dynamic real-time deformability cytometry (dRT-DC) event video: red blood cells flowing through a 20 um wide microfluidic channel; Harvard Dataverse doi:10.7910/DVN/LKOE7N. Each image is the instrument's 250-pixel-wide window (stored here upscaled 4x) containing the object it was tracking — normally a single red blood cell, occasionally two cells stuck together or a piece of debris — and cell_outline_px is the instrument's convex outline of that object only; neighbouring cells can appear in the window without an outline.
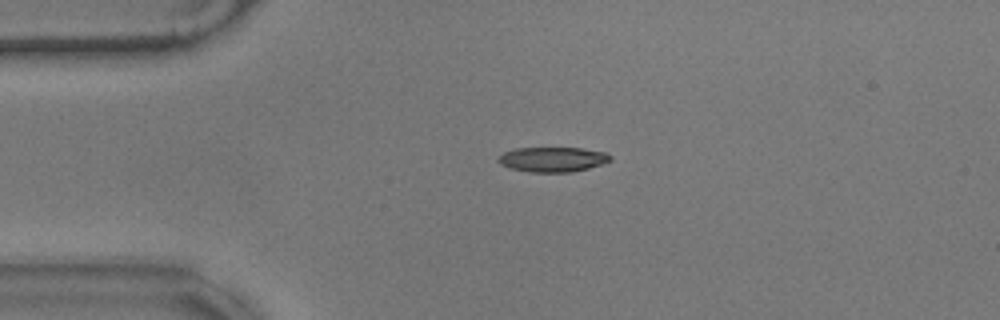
{"species": "common noctule bat (a hibernating species)", "species_latin": "Nyctalus noctula", "temperature_condition": "warm", "stored_images_in_passage": 45, "camera_frame_rate_fps": 3000, "um_per_image_px": 0.085, "animal": {"sex": "male", "body_mass_g": 17.9}, "frame": {"image": 1, "passage_image": 1, "time_ms": 0.0, "image_size_px": [1000, 320], "cell_outline_px": [[612, 160], [588, 168], [572, 172], [528, 172], [512, 168], [500, 164], [496, 160], [504, 152], [516, 148], [580, 148], [604, 152], [612, 156]], "centroid_in_image_um": [46.97, 13.55], "position_along_channel_um": 38.0, "area_um2": 16.13}}
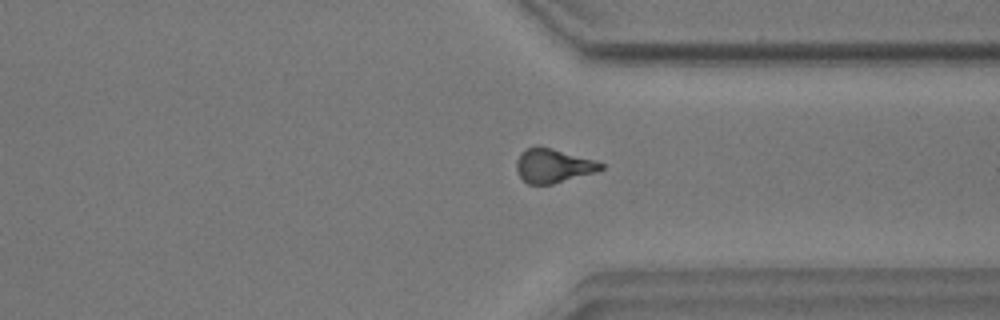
{"frame": {"image": 2, "passage_image": 31, "time_ms": 10.0, "image_size_px": [1000, 320], "cell_outline_px": [[604, 168], [596, 172], [552, 184], [528, 184], [520, 176], [516, 168], [516, 160], [520, 152], [528, 148], [552, 148], [592, 160], [604, 164]], "centroid_in_image_um": [47.0, 14.11], "position_along_channel_um": 364.4, "area_um2": 16.3}}
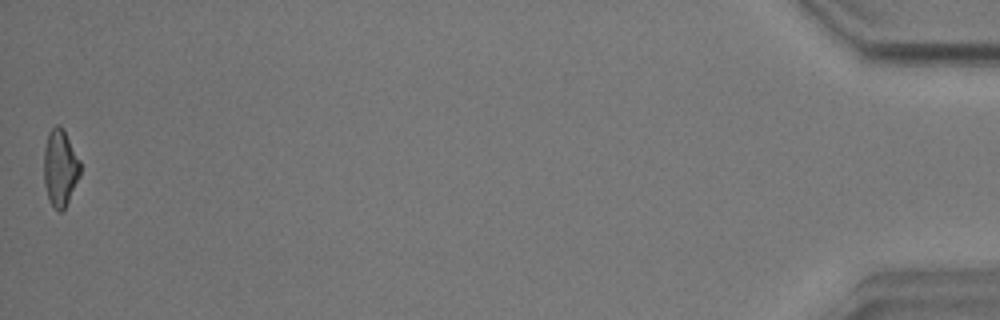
{"frame": {"image": 3, "passage_image": 45, "time_ms": 14.667, "image_size_px": [1000, 320], "cell_outline_px": [[80, 176], [64, 208], [60, 212], [48, 200], [44, 184], [44, 148], [48, 132], [56, 124], [60, 124], [64, 128], [80, 160]], "centroid_in_image_um": [5.11, 14.21], "position_along_channel_um": 430.1, "area_um2": 16.36}, "authors_computed_cell_mechanics": {"area_um2": 16.6464, "velocity_mm_per_s": 3.5261, "shape_relaxation_time_tau1_ms": null, "shape_relaxation_time_tau2_ms": 4.3551, "deformation_change_tau1": null, "deformation_change_tau2": 0.1393}}